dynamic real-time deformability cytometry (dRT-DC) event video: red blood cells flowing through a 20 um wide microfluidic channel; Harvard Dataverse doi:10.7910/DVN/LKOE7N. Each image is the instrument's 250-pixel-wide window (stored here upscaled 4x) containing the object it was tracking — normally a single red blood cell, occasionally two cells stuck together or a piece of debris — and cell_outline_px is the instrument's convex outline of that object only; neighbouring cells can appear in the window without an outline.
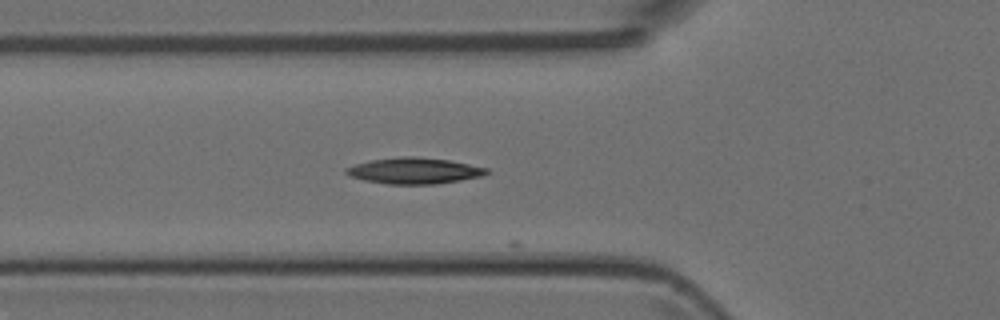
{"species": "Egyptian fruit bat (a non-hibernating species)", "species_latin": "Rousettus aegyptiacus", "temperature_condition": "room temperature", "stored_images_in_passage": 5, "camera_frame_rate_fps": 3000, "um_per_image_px": 0.085, "animal": {"sex": "female"}, "frame": {"image": 1, "passage_image": 5, "time_ms": 4.333, "image_size_px": [1000, 320], "cell_outline_px": [[488, 172], [484, 176], [436, 184], [388, 184], [364, 180], [348, 176], [344, 172], [344, 168], [356, 164], [372, 160], [400, 156], [416, 156], [448, 160], [488, 168]], "centroid_in_image_um": [35.18, 14.51], "position_along_channel_um": 90.6, "area_um2": 21.39}}